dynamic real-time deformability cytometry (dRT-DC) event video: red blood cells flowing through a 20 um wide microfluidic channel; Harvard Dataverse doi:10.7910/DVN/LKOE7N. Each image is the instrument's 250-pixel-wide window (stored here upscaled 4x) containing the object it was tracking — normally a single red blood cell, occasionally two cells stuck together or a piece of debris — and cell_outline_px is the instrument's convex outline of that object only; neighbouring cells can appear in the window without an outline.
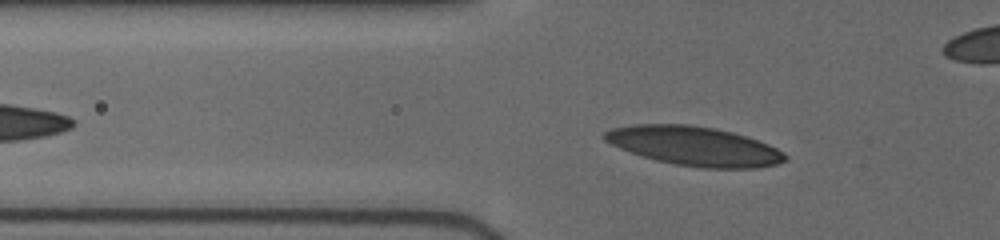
{"species": "human", "species_latin": "Homo sapiens", "temperature_condition": "cold", "stored_images_in_passage": 36, "camera_frame_rate_fps": 3000, "um_per_image_px": 0.085, "donor": {"sex": "female"}, "frame": {"image": 1, "passage_image": 9, "time_ms": 2.667, "image_size_px": [1000, 240], "cell_outline_px": [[788, 160], [776, 164], [756, 168], [700, 168], [676, 164], [656, 160], [620, 148], [604, 140], [600, 136], [604, 132], [612, 128], [632, 124], [688, 124], [712, 128], [732, 132], [768, 144], [784, 152], [788, 156]], "centroid_in_image_um": [59.01, 12.41], "position_along_channel_um": 66.8, "area_um2": 41.04}}
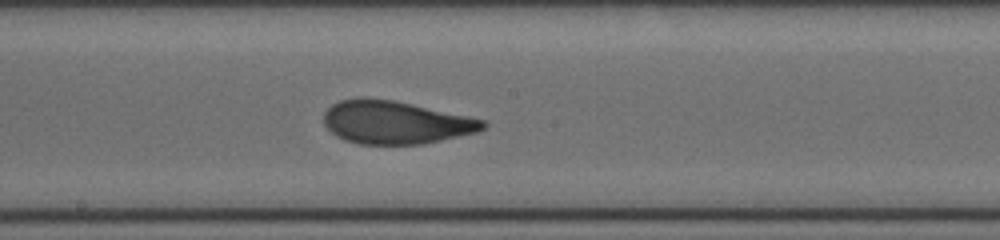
{"frame": {"image": 2, "passage_image": 20, "time_ms": 6.667, "image_size_px": [1000, 240], "cell_outline_px": [[488, 124], [484, 128], [476, 132], [424, 144], [360, 144], [344, 140], [336, 136], [324, 124], [324, 112], [332, 104], [340, 100], [360, 96], [364, 96], [392, 100], [468, 116], [484, 120]], "centroid_in_image_um": [33.58, 10.39], "position_along_channel_um": 214.6, "area_um2": 39.88}}
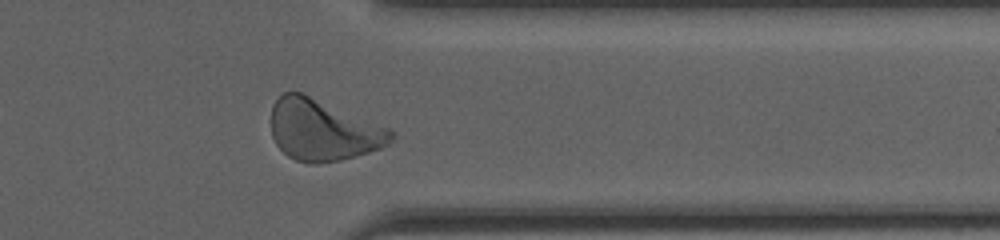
{"frame": {"image": 3, "passage_image": 32, "time_ms": 11.0, "image_size_px": [1000, 240], "cell_outline_px": [[392, 140], [388, 144], [380, 148], [368, 152], [340, 160], [316, 164], [308, 164], [296, 160], [288, 156], [276, 144], [272, 136], [272, 104], [284, 92], [304, 92], [388, 128], [392, 132]], "centroid_in_image_um": [27.42, 11.05], "position_along_channel_um": 384.0, "area_um2": 42.6}, "authors_computed_cell_mechanics": {"area_um2": 39.882, "velocity_mm_per_s": 3.9316, "shape_relaxation_time_tau1_ms": 3.2186, "shape_relaxation_time_tau2_ms": 0.904, "deformation_change_tau1": 0.1617, "deformation_change_tau2": 0.068}}